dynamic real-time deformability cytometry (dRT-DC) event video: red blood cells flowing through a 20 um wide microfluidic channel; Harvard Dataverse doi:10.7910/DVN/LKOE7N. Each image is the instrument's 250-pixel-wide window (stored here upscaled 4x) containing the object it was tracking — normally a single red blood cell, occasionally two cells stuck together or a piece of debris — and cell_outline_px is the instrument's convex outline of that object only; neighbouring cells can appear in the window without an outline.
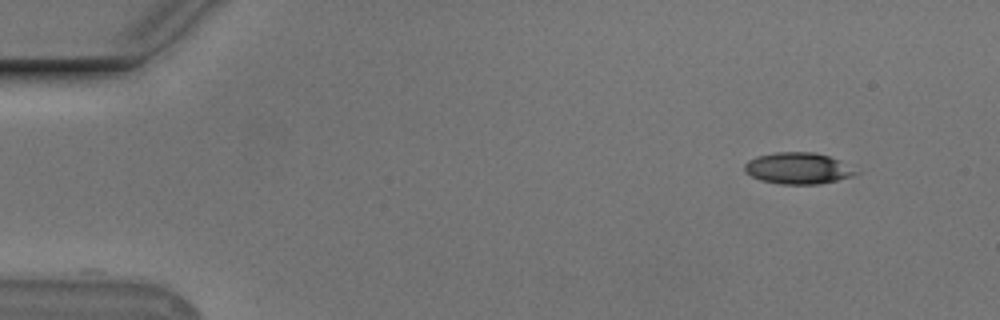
{"species": "Egyptian fruit bat (a non-hibernating species)", "species_latin": "Rousettus aegyptiacus", "temperature_condition": "cold", "stored_images_in_passage": 50, "camera_frame_rate_fps": 3000, "um_per_image_px": 0.085, "animal": {"sex": "male"}, "frame": {"image": 1, "passage_image": 1, "time_ms": 0.0, "image_size_px": [1000, 320], "cell_outline_px": [[860, 172], [852, 176], [820, 184], [780, 184], [760, 180], [744, 172], [744, 164], [748, 160], [756, 156], [776, 152], [812, 152], [828, 156], [840, 160]], "centroid_in_image_um": [67.81, 14.3], "position_along_channel_um": 17.2, "area_um2": 20.4}}
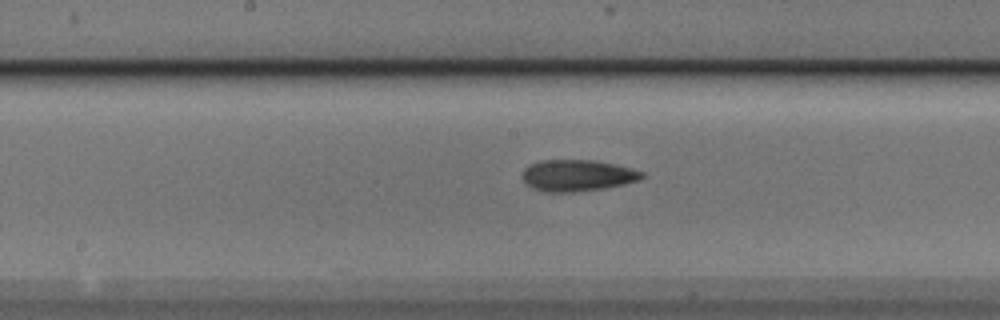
{"frame": {"image": 2, "passage_image": 24, "time_ms": 7.667, "image_size_px": [1000, 320], "cell_outline_px": [[644, 176], [640, 180], [624, 184], [604, 188], [572, 192], [544, 192], [532, 188], [524, 184], [520, 176], [524, 168], [528, 164], [540, 160], [592, 160], [612, 164], [644, 172]], "centroid_in_image_um": [48.98, 14.92], "position_along_channel_um": 199.2, "area_um2": 22.08}}
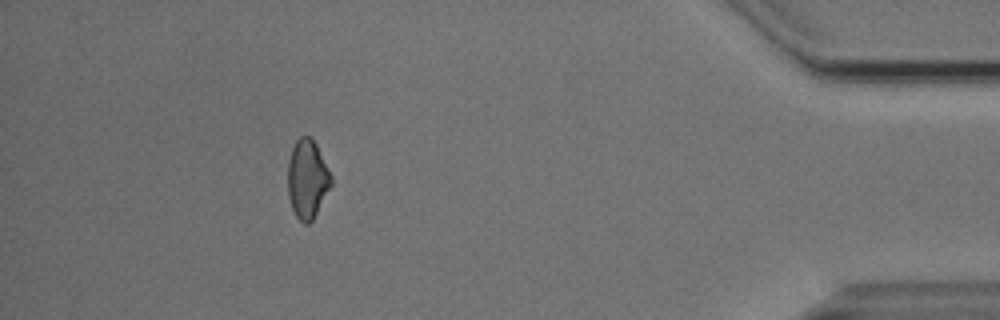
{"frame": {"image": 3, "passage_image": 45, "time_ms": 14.667, "image_size_px": [1000, 320], "cell_outline_px": [[332, 184], [312, 220], [308, 224], [304, 224], [296, 216], [292, 208], [288, 196], [288, 160], [292, 148], [296, 140], [300, 136], [308, 136], [316, 144], [332, 176]], "centroid_in_image_um": [26.11, 15.21], "position_along_channel_um": 409.1, "area_um2": 19.71}, "authors_computed_cell_mechanics": {"area_um2": 21.0681, "velocity_mm_per_s": 3.7743, "shape_relaxation_time_tau1_ms": 5.7028, "shape_relaxation_time_tau2_ms": 6.101, "deformation_change_tau1": 0.1314, "deformation_change_tau2": 0.1649}}